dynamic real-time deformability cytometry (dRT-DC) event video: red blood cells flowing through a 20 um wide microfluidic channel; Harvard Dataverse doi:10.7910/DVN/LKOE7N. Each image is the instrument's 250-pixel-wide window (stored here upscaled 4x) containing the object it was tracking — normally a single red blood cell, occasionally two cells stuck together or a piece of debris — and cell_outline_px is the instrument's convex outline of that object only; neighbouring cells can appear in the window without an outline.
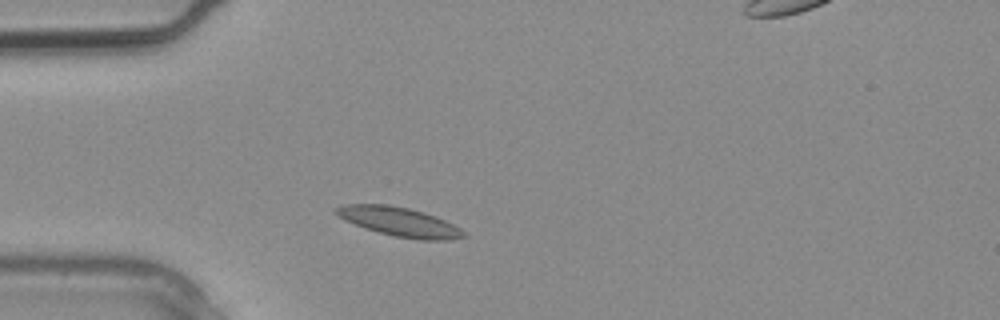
{"species": "common noctule bat (a hibernating species)", "species_latin": "Nyctalus noctula", "temperature_condition": "warm", "stored_images_in_passage": 2, "camera_frame_rate_fps": 3000, "um_per_image_px": 0.085, "animal": {"sex": "male", "body_mass_g": 20.4}, "frame": {"image": 1, "passage_image": 1, "time_ms": 0.0, "image_size_px": [1000, 320], "cell_outline_px": [[468, 236], [448, 240], [420, 240], [396, 236], [380, 232], [356, 224], [340, 216], [332, 208], [344, 204], [388, 204], [408, 208], [424, 212], [436, 216], [460, 228]], "centroid_in_image_um": [34.0, 18.84], "position_along_channel_um": 51.0, "area_um2": 21.27}}